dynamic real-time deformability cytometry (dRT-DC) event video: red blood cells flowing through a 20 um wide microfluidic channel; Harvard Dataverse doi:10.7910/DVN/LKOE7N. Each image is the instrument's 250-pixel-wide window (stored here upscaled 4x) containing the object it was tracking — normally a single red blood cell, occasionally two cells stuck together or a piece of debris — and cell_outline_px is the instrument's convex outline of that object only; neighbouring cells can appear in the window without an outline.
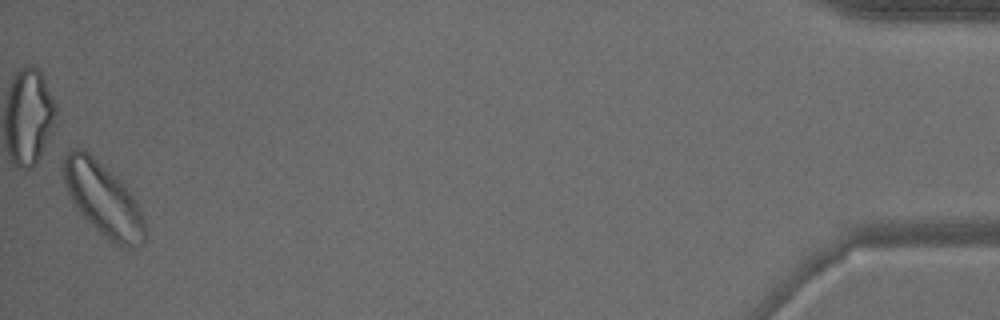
{"species": "common noctule bat (a hibernating species)", "species_latin": "Nyctalus noctula", "temperature_condition": "warm", "stored_images_in_passage": 46, "camera_frame_rate_fps": 3000, "um_per_image_px": 0.085, "animal": {"sex": "male", "body_mass_g": 15.6}, "frame": {"image": 1, "passage_image": 46, "time_ms": 15.0, "image_size_px": [1000, 320], "cell_outline_px": [[148, 240], [136, 248], [120, 248], [108, 240], [76, 208], [68, 192], [64, 180], [64, 156], [72, 148], [84, 148], [120, 180], [136, 200], [140, 208], [144, 220]], "centroid_in_image_um": [8.82, 16.98], "position_along_channel_um": 426.4, "area_um2": 34.74}}